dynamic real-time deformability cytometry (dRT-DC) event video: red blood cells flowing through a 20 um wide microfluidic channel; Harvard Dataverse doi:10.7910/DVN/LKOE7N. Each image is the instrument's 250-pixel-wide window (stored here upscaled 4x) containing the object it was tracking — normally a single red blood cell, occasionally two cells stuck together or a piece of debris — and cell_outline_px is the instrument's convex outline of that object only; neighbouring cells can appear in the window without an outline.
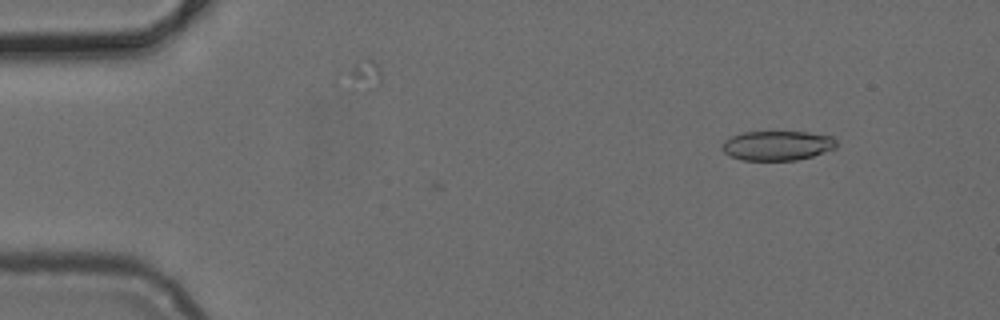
{"species": "common noctule bat (a hibernating species)", "species_latin": "Nyctalus noctula", "temperature_condition": "cold", "stored_images_in_passage": 3, "camera_frame_rate_fps": 3000, "um_per_image_px": 0.085, "animal": {"sex": "female", "body_mass_g": 24.6, "forearm_length_mm": 56.2}, "frame": {"image": 1, "passage_image": 1, "time_ms": 0.0, "image_size_px": [1000, 320], "cell_outline_px": [[836, 148], [812, 156], [796, 160], [744, 160], [732, 156], [724, 152], [720, 148], [720, 144], [724, 140], [732, 136], [744, 132], [808, 132], [832, 136], [836, 140]], "centroid_in_image_um": [66.06, 12.37], "position_along_channel_um": 18.9, "area_um2": 19.71}}